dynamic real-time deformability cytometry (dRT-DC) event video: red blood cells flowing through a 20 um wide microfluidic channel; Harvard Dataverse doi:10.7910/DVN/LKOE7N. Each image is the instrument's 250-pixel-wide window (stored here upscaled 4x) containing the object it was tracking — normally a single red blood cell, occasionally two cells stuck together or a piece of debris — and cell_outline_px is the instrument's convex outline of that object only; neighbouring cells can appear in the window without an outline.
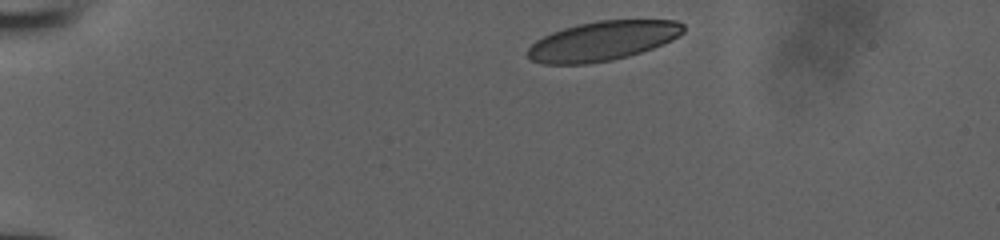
{"species": "human", "species_latin": "Homo sapiens", "temperature_condition": "room temperature", "stored_images_in_passage": 3, "camera_frame_rate_fps": 3000, "um_per_image_px": 0.085, "donor": {"sex": "male"}, "frame": {"image": 1, "passage_image": 1, "time_ms": 0.0, "image_size_px": [1000, 240], "cell_outline_px": [[684, 32], [672, 40], [664, 44], [628, 56], [612, 60], [588, 64], [544, 64], [532, 60], [528, 56], [528, 48], [536, 40], [552, 32], [576, 24], [600, 20], [676, 20], [684, 24]], "centroid_in_image_um": [51.24, 3.48], "position_along_channel_um": 33.8, "area_um2": 35.78}}